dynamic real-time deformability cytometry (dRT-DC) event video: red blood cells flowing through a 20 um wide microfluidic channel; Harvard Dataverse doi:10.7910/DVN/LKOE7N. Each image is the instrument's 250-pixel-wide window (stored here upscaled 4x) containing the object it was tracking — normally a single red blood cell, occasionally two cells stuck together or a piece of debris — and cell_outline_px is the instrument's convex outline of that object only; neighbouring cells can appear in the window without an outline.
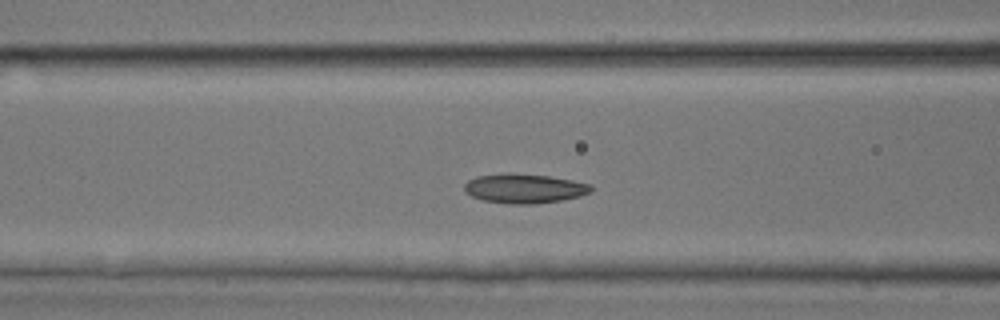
{"species": "common noctule bat (a hibernating species)", "species_latin": "Nyctalus noctula", "temperature_condition": "room temperature", "stored_images_in_passage": 45, "camera_frame_rate_fps": 3000, "um_per_image_px": 0.085, "animal": {"sex": "male", "body_mass_g": 17.9, "forearm_length_mm": 54.2}, "frame": {"image": 1, "passage_image": 16, "time_ms": 5.0, "image_size_px": [1000, 320], "cell_outline_px": [[592, 192], [580, 196], [560, 200], [536, 204], [508, 204], [480, 200], [464, 192], [464, 184], [468, 180], [476, 176], [500, 172], [508, 172], [548, 176], [572, 180], [592, 184]], "centroid_in_image_um": [44.53, 16.01], "position_along_channel_um": 122.1, "area_um2": 22.14}}
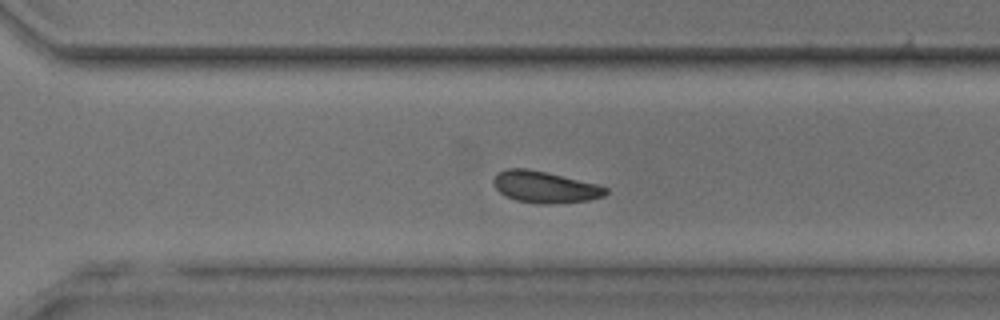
{"frame": {"image": 2, "passage_image": 30, "time_ms": 9.667, "image_size_px": [1000, 320], "cell_outline_px": [[608, 192], [604, 196], [588, 200], [548, 204], [544, 204], [516, 200], [500, 192], [492, 184], [492, 180], [500, 172], [508, 168], [524, 168], [544, 172], [600, 184], [608, 188]], "centroid_in_image_um": [46.35, 15.89], "position_along_channel_um": 324.3, "area_um2": 20.4}}
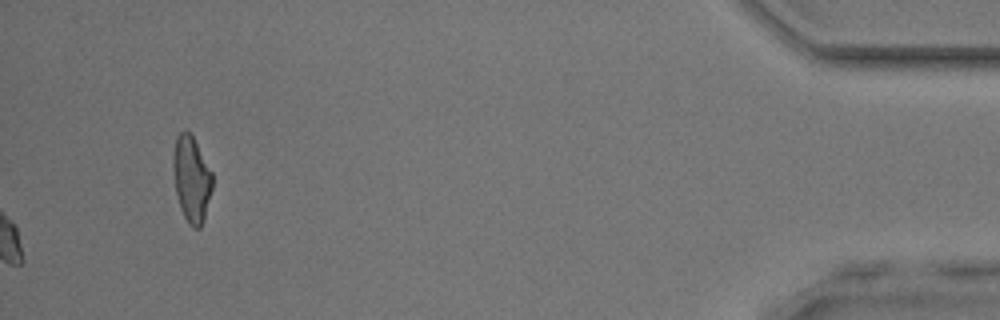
{"frame": {"image": 3, "passage_image": 45, "time_ms": 14.667, "image_size_px": [1000, 320], "cell_outline_px": [[212, 188], [204, 216], [200, 228], [192, 228], [188, 224], [180, 208], [176, 192], [172, 168], [172, 156], [176, 136], [184, 128], [192, 136], [212, 172]], "centroid_in_image_um": [16.25, 15.2], "position_along_channel_um": 419.0, "area_um2": 19.54}}